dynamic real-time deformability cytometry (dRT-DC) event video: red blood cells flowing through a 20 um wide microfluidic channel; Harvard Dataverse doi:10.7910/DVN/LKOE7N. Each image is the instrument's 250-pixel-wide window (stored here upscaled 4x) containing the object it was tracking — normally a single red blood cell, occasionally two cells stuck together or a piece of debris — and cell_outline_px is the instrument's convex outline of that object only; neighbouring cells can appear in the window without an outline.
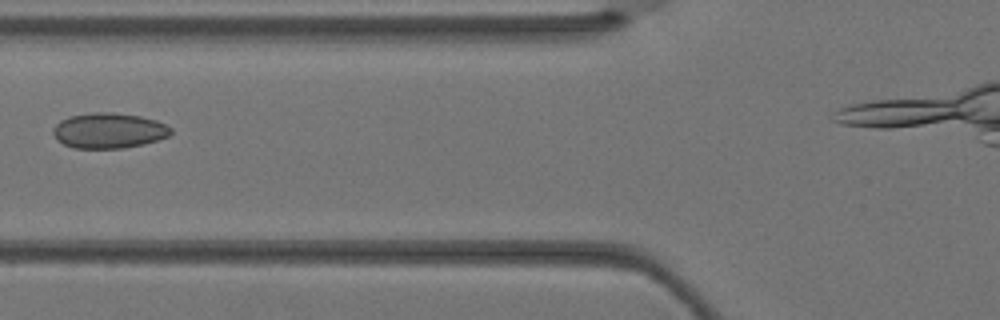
{"species": "Egyptian fruit bat (a non-hibernating species)", "species_latin": "Rousettus aegyptiacus", "temperature_condition": "warm", "stored_images_in_passage": 5, "camera_frame_rate_fps": 3000, "um_per_image_px": 0.085, "animal": {"sex": "female"}, "frame": {"image": 1, "passage_image": 2, "time_ms": 0.333, "image_size_px": [1000, 320], "cell_outline_px": [[172, 132], [168, 136], [144, 144], [124, 148], [72, 148], [56, 140], [52, 132], [52, 128], [60, 120], [68, 116], [92, 112], [108, 112], [140, 116], [156, 120], [172, 128]], "centroid_in_image_um": [9.21, 11.1], "position_along_channel_um": 116.6, "area_um2": 24.39}}